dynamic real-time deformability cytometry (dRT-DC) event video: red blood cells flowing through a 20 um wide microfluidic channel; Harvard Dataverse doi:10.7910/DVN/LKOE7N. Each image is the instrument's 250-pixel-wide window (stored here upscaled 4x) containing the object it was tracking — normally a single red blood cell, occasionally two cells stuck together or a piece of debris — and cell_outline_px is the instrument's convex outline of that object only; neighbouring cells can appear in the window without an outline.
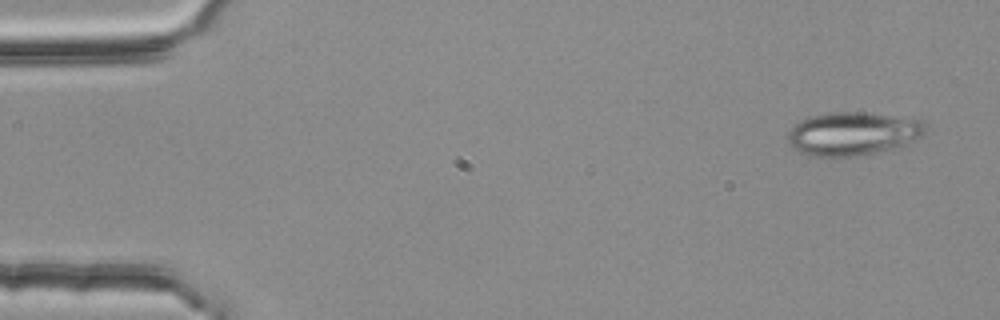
{"species": "common noctule bat (a hibernating species)", "species_latin": "Nyctalus noctula", "temperature_condition": "room temperature", "stored_images_in_passage": 4, "camera_frame_rate_fps": 3000, "um_per_image_px": 0.085, "animal": {"sex": "female", "body_mass_g": 25.1}, "frame": {"image": 1, "passage_image": 1, "time_ms": 0.0, "image_size_px": [1000, 320], "cell_outline_px": [[924, 136], [900, 148], [856, 156], [812, 156], [800, 152], [788, 144], [788, 132], [800, 120], [808, 116], [836, 112], [864, 112], [920, 120], [924, 124]], "centroid_in_image_um": [72.5, 11.37], "position_along_channel_um": 12.5, "area_um2": 34.8}}